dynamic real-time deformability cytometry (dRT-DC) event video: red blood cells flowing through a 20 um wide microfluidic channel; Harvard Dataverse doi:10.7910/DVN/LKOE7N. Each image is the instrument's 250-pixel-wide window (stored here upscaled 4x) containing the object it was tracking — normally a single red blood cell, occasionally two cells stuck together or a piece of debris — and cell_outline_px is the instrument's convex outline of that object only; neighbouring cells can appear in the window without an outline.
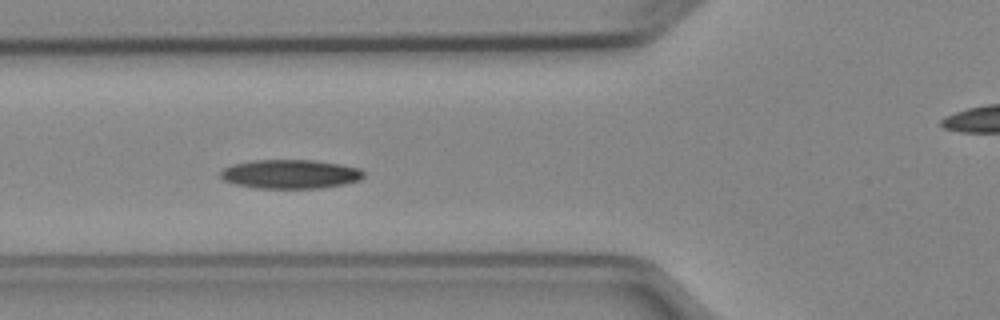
{"species": "Egyptian fruit bat (a non-hibernating species)", "species_latin": "Rousettus aegyptiacus", "temperature_condition": "cold", "stored_images_in_passage": 7, "camera_frame_rate_fps": 3000, "um_per_image_px": 0.085, "animal": {"sex": "female"}, "frame": {"image": 1, "passage_image": 5, "time_ms": 5.333, "image_size_px": [1000, 320], "cell_outline_px": [[364, 176], [360, 180], [344, 184], [320, 188], [256, 188], [236, 184], [224, 180], [220, 176], [220, 172], [224, 168], [232, 164], [248, 160], [316, 160], [340, 164], [360, 168], [364, 172]], "centroid_in_image_um": [24.68, 14.79], "position_along_channel_um": 101.1, "area_um2": 24.33}}